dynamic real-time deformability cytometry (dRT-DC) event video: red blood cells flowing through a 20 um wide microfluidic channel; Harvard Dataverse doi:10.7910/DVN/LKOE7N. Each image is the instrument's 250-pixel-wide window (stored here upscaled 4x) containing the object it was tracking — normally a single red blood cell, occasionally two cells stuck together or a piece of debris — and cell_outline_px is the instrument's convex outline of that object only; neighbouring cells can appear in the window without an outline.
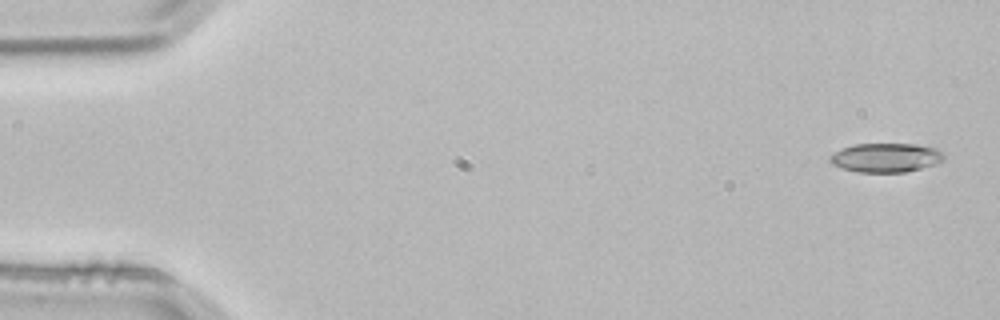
{"species": "common noctule bat (a hibernating species)", "species_latin": "Nyctalus noctula", "temperature_condition": "room temperature", "stored_images_in_passage": 4, "camera_frame_rate_fps": 3000, "um_per_image_px": 0.085, "animal": {"sex": "male", "body_mass_g": 21.5, "forearm_length_mm": 52.0}, "frame": {"image": 1, "passage_image": 1, "time_ms": 0.0, "image_size_px": [1000, 320], "cell_outline_px": [[944, 160], [936, 164], [904, 172], [856, 172], [832, 164], [828, 160], [828, 156], [840, 148], [852, 144], [916, 144], [936, 148], [944, 156]], "centroid_in_image_um": [75.25, 13.39], "position_along_channel_um": 9.7, "area_um2": 19.36}}